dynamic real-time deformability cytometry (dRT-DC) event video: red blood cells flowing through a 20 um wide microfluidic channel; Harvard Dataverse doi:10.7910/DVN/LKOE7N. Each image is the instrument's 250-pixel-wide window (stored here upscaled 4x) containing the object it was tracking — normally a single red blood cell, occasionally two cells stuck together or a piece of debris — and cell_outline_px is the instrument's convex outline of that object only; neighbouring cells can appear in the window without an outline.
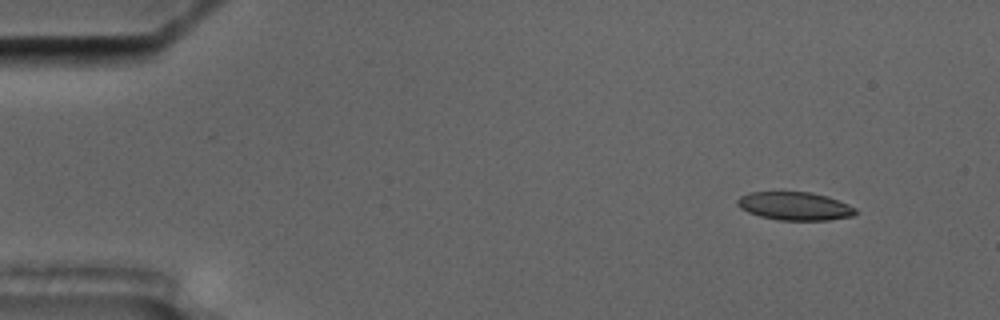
{"species": "common noctule bat (a hibernating species)", "species_latin": "Nyctalus noctula", "temperature_condition": "cold", "stored_images_in_passage": 5, "camera_frame_rate_fps": 3000, "um_per_image_px": 0.085, "animal": {"sex": "male", "body_mass_g": 17.5, "forearm_length_mm": 52.3}, "frame": {"image": 1, "passage_image": 2, "time_ms": 1.0, "image_size_px": [1000, 320], "cell_outline_px": [[856, 212], [852, 216], [828, 220], [776, 220], [760, 216], [748, 212], [740, 208], [736, 204], [736, 200], [740, 196], [752, 192], [812, 192], [828, 196], [848, 204], [856, 208]], "centroid_in_image_um": [67.54, 17.51], "position_along_channel_um": 17.5, "area_um2": 19.48}}